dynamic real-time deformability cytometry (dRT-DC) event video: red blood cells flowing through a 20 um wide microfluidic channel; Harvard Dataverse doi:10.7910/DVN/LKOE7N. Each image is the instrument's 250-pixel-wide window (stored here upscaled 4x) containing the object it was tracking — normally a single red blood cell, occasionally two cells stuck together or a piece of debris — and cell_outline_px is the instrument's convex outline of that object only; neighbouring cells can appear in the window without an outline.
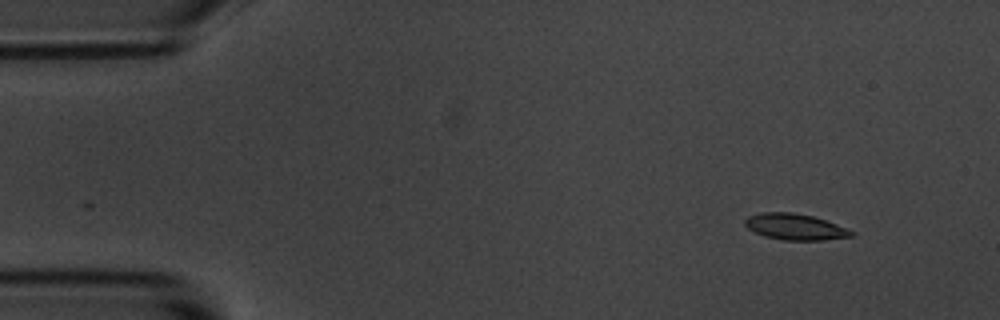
{"species": "common noctule bat (a hibernating species)", "species_latin": "Nyctalus noctula", "temperature_condition": "room temperature", "stored_images_in_passage": 3, "camera_frame_rate_fps": 3000, "um_per_image_px": 0.085, "animal": {"sex": "male", "body_mass_g": 20.1, "forearm_length_mm": 53.5}, "frame": {"image": 1, "passage_image": 1, "time_ms": 0.0, "image_size_px": [1000, 320], "cell_outline_px": [[856, 232], [852, 236], [824, 240], [784, 240], [764, 236], [748, 228], [744, 224], [744, 220], [748, 216], [764, 212], [792, 212], [812, 216], [836, 224]], "centroid_in_image_um": [67.58, 19.28], "position_along_channel_um": 17.4, "area_um2": 16.07}}
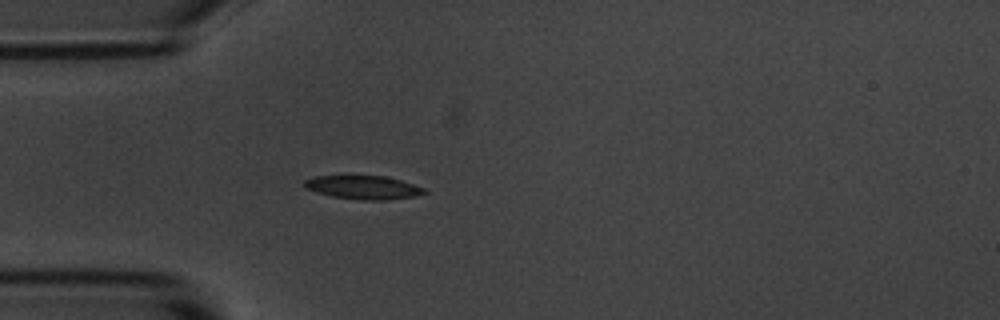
{"frame": {"image": 2, "passage_image": 3, "time_ms": 3.333, "image_size_px": [1000, 320], "cell_outline_px": [[428, 192], [412, 196], [384, 200], [360, 200], [332, 196], [304, 188], [304, 180], [316, 176], [344, 172], [352, 172], [384, 176], [400, 180], [424, 188]], "centroid_in_image_um": [30.78, 15.86], "position_along_channel_um": 54.2, "area_um2": 17.28}}